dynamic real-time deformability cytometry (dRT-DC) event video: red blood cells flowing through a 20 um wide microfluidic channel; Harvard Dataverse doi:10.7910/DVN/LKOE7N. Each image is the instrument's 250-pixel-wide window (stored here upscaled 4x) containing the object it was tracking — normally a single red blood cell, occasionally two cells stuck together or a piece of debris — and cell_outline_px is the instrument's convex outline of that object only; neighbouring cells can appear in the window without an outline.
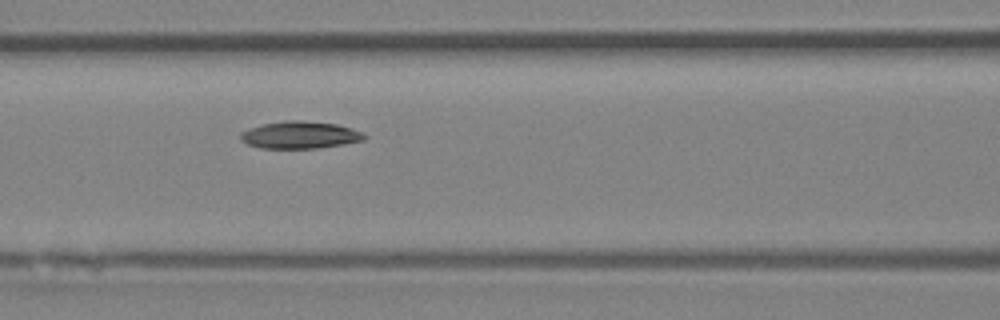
{"species": "Egyptian fruit bat (a non-hibernating species)", "species_latin": "Rousettus aegyptiacus", "temperature_condition": "room temperature", "stored_images_in_passage": 5, "camera_frame_rate_fps": 3000, "um_per_image_px": 0.085, "animal": {"sex": "female"}, "frame": {"image": 1, "passage_image": 5, "time_ms": 5.333, "image_size_px": [1000, 320], "cell_outline_px": [[368, 136], [364, 140], [316, 148], [260, 148], [248, 144], [240, 140], [240, 132], [264, 124], [284, 120], [304, 120], [336, 124], [360, 132]], "centroid_in_image_um": [25.46, 11.47], "position_along_channel_um": 141.1, "area_um2": 19.36}}